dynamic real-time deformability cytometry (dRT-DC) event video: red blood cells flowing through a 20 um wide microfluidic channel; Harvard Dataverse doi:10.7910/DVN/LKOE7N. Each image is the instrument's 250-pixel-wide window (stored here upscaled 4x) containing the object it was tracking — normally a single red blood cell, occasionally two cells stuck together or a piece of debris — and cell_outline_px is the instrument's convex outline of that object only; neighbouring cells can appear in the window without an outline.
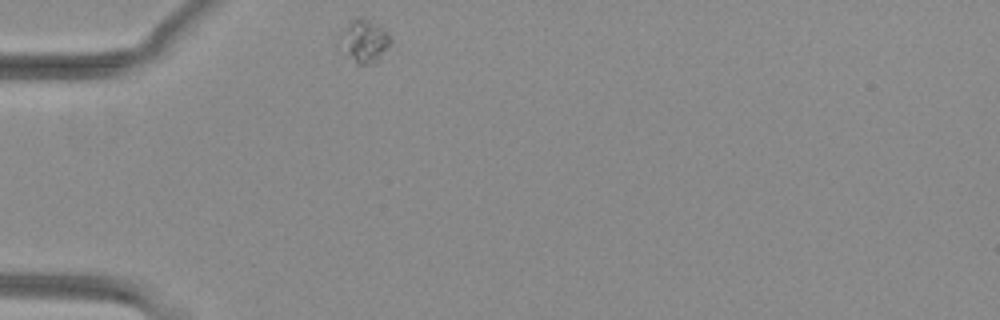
{"species": "common noctule bat (a hibernating species)", "species_latin": "Nyctalus noctula", "temperature_condition": "warm", "stored_images_in_passage": 33, "camera_frame_rate_fps": 3000, "um_per_image_px": 0.085, "animal": {"sex": "female", "body_mass_g": 29.2, "forearm_length_mm": 56.3}, "frame": {"image": 1, "passage_image": 1, "time_ms": 0.0, "image_size_px": [1000, 320], "cell_outline_px": [[392, 40], [380, 56], [372, 64], [356, 64], [348, 52], [340, 36], [344, 28], [356, 16], [368, 20], [388, 32]], "centroid_in_image_um": [31.01, 3.45], "position_along_channel_um": 54.0, "area_um2": 11.73}}
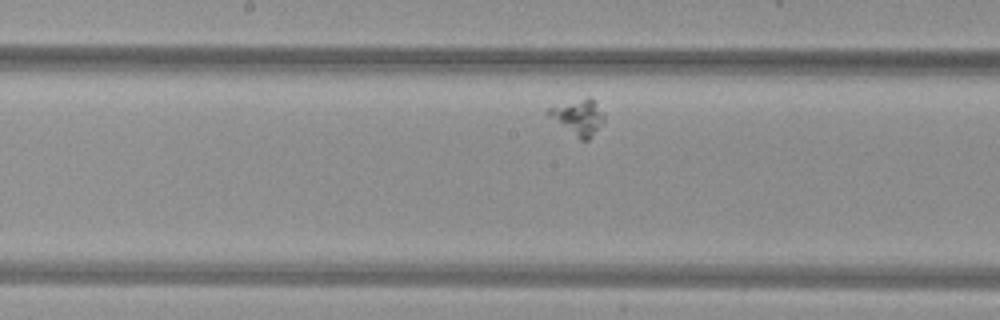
{"frame": {"image": 2, "passage_image": 15, "time_ms": 4.667, "image_size_px": [1000, 320], "cell_outline_px": [[604, 120], [588, 140], [580, 140], [548, 116], [544, 112], [548, 108], [588, 96], [592, 96], [604, 112]], "centroid_in_image_um": [49.16, 9.92], "position_along_channel_um": 199.0, "area_um2": 11.56}}
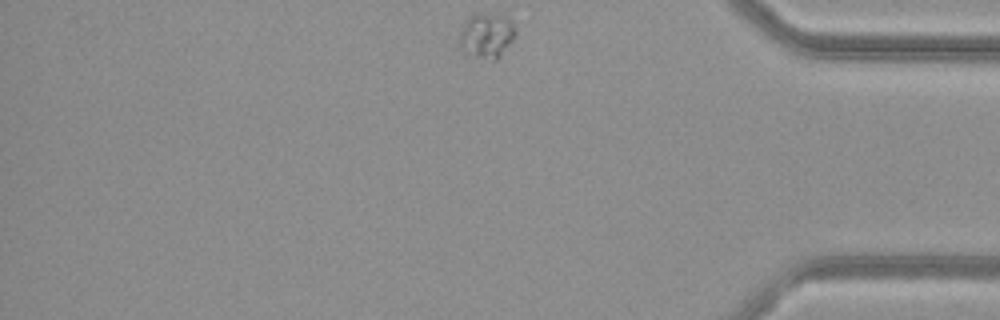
{"frame": {"image": 3, "passage_image": 33, "time_ms": 10.667, "image_size_px": [1000, 320], "cell_outline_px": [[516, 36], [500, 56], [496, 60], [492, 60], [464, 56], [460, 48], [460, 32], [468, 16], [508, 16], [512, 20], [516, 28]], "centroid_in_image_um": [41.37, 3.1], "position_along_channel_um": 393.8, "area_um2": 14.74}}